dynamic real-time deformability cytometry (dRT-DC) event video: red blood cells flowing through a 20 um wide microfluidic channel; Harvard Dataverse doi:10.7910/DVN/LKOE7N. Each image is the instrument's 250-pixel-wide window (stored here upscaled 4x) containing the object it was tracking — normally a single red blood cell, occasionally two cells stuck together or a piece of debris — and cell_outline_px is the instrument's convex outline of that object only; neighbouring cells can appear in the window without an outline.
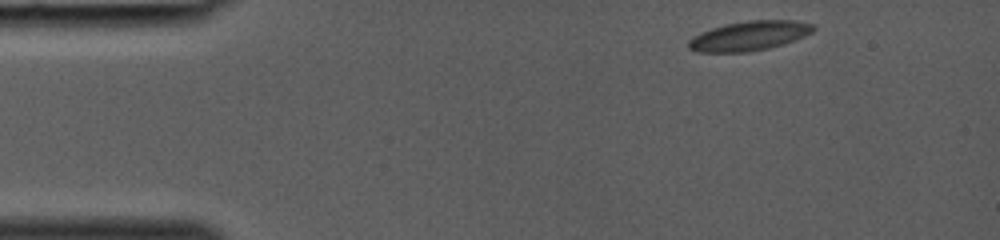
{"species": "common noctule bat (a hibernating species)", "species_latin": "Nyctalus noctula", "temperature_condition": "room temperature", "stored_images_in_passage": 34, "camera_frame_rate_fps": 3000, "um_per_image_px": 0.085, "animal": {"sex": "female", "body_mass_g": 19.0, "forearm_length_mm": 53.3}, "frame": {"image": 1, "passage_image": 1, "time_ms": 0.0, "image_size_px": [1000, 240], "cell_outline_px": [[816, 28], [812, 32], [796, 40], [768, 48], [748, 52], [696, 52], [688, 48], [688, 40], [700, 32], [724, 24], [748, 20], [792, 20], [812, 24]], "centroid_in_image_um": [63.66, 3.04], "position_along_channel_um": 21.3, "area_um2": 21.5}}
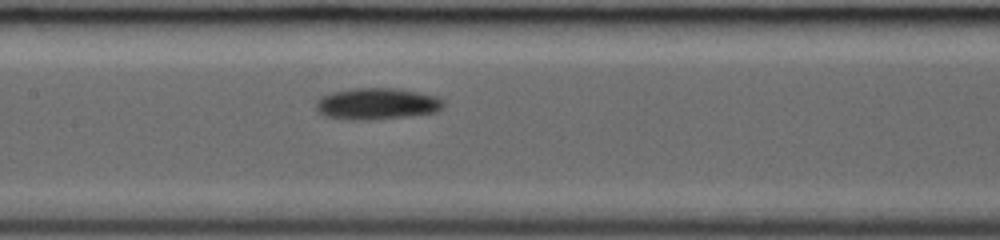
{"frame": {"image": 2, "passage_image": 15, "time_ms": 4.667, "image_size_px": [1000, 240], "cell_outline_px": [[444, 108], [436, 112], [404, 116], [368, 120], [348, 120], [324, 116], [316, 108], [316, 100], [320, 96], [332, 92], [352, 88], [396, 88], [436, 96], [444, 100]], "centroid_in_image_um": [32.01, 8.82], "position_along_channel_um": 175.4, "area_um2": 23.47}}
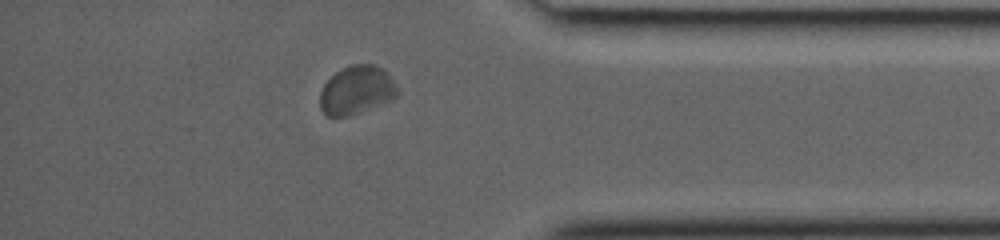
{"frame": {"image": 3, "passage_image": 29, "time_ms": 9.333, "image_size_px": [1000, 240], "cell_outline_px": [[400, 92], [392, 100], [348, 116], [328, 116], [320, 108], [320, 92], [324, 84], [336, 72], [352, 64], [372, 64], [388, 72], [396, 84]], "centroid_in_image_um": [30.33, 7.66], "position_along_channel_um": 404.9, "area_um2": 21.79}}